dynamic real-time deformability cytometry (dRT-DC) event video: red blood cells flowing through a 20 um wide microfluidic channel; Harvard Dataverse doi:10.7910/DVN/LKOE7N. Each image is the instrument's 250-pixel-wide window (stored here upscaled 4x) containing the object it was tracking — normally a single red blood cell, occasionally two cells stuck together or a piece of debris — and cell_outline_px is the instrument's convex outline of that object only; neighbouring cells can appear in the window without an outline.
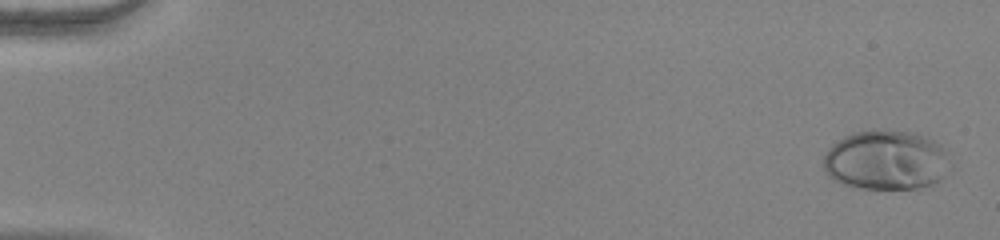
{"species": "human", "species_latin": "Homo sapiens", "temperature_condition": "warm", "stored_images_in_passage": 54, "camera_frame_rate_fps": 3000, "um_per_image_px": 0.085, "donor": {"sex": "female"}, "frame": {"image": 1, "passage_image": 2, "time_ms": 0.333, "image_size_px": [1000, 240], "cell_outline_px": [[956, 168], [952, 172], [940, 180], [920, 192], [860, 188], [844, 184], [832, 180], [828, 176], [824, 168], [824, 156], [828, 148], [832, 144], [844, 136], [856, 132], [872, 128], [876, 128], [916, 132], [940, 144], [944, 148]], "centroid_in_image_um": [75.43, 13.65], "position_along_channel_um": 9.6, "area_um2": 46.3}}
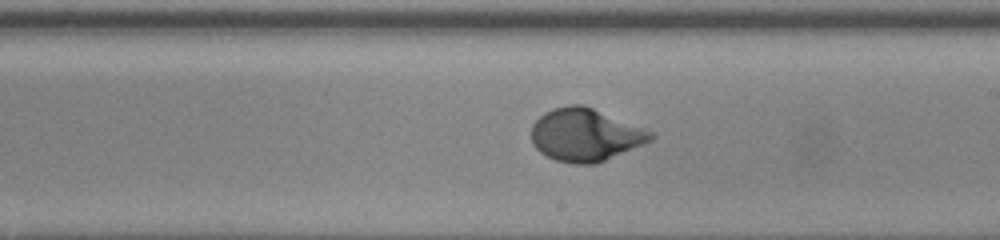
{"frame": {"image": 2, "passage_image": 33, "time_ms": 10.667, "image_size_px": [1000, 240], "cell_outline_px": [[656, 136], [652, 140], [596, 164], [572, 164], [556, 160], [540, 152], [532, 144], [532, 124], [544, 112], [552, 108], [568, 104], [584, 104], [644, 128], [652, 132]], "centroid_in_image_um": [49.73, 11.45], "position_along_channel_um": 239.3, "area_um2": 36.7}}
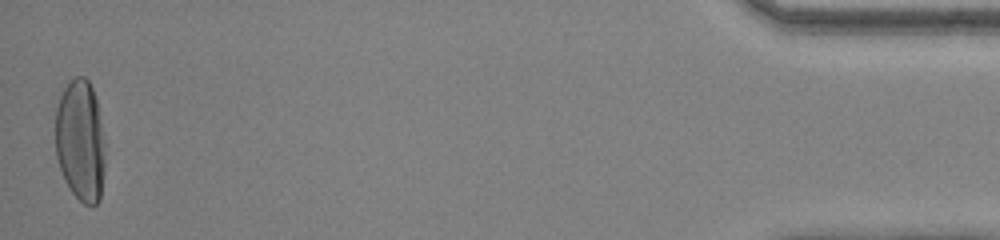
{"frame": {"image": 3, "passage_image": 54, "time_ms": 17.667, "image_size_px": [1000, 240], "cell_outline_px": [[104, 172], [100, 200], [96, 204], [84, 204], [72, 192], [64, 180], [56, 156], [56, 108], [60, 96], [68, 80], [76, 76], [84, 76], [88, 80], [92, 88], [96, 100], [100, 124], [104, 152]], "centroid_in_image_um": [6.81, 11.95], "position_along_channel_um": 428.4, "area_um2": 34.97}, "authors_computed_cell_mechanics": {"area_um2": 36.125, "velocity_mm_per_s": 3.8787, "shape_relaxation_time_tau1_ms": 4.049, "shape_relaxation_time_tau2_ms": null, "deformation_change_tau1": 0.2364, "deformation_change_tau2": null}}